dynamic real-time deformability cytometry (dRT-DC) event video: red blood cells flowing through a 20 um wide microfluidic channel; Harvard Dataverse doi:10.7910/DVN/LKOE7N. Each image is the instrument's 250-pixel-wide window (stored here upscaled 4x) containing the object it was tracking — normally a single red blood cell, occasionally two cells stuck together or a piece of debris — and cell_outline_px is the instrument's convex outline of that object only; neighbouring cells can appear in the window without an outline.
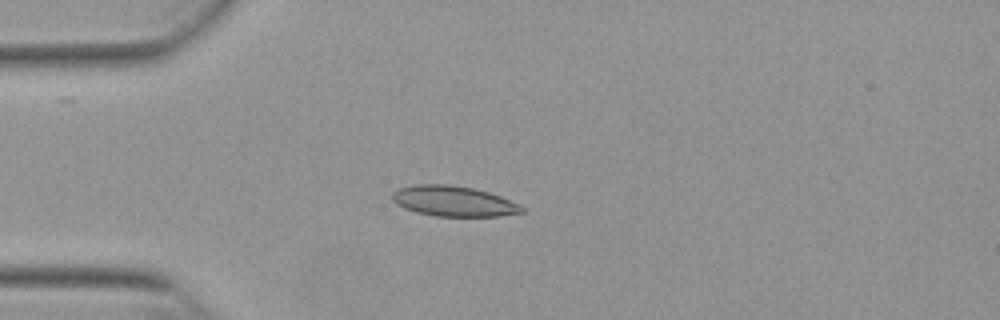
{"species": "Egyptian fruit bat (a non-hibernating species)", "species_latin": "Rousettus aegyptiacus", "temperature_condition": "warm", "stored_images_in_passage": 51, "camera_frame_rate_fps": 3000, "um_per_image_px": 0.085, "animal": {"sex": "female"}, "frame": {"image": 1, "passage_image": 12, "time_ms": 3.667, "image_size_px": [1000, 320], "cell_outline_px": [[524, 212], [500, 216], [436, 216], [416, 212], [404, 208], [396, 204], [392, 200], [392, 192], [400, 188], [416, 184], [448, 184], [472, 188], [488, 192], [500, 196], [520, 204], [524, 208]], "centroid_in_image_um": [38.55, 17.1], "position_along_channel_um": 46.5, "area_um2": 22.95}}
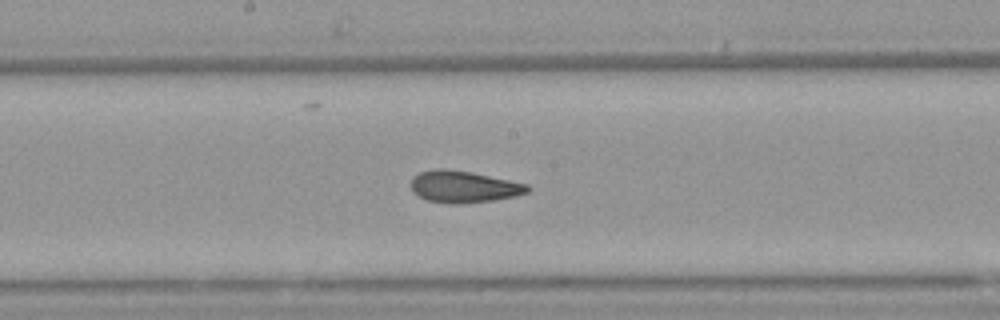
{"frame": {"image": 2, "passage_image": 26, "time_ms": 8.333, "image_size_px": [1000, 320], "cell_outline_px": [[532, 188], [528, 192], [516, 196], [492, 200], [460, 204], [452, 204], [428, 200], [412, 192], [412, 176], [420, 172], [436, 168], [444, 168], [472, 172], [528, 184]], "centroid_in_image_um": [39.43, 15.86], "position_along_channel_um": 208.8, "area_um2": 21.62}}
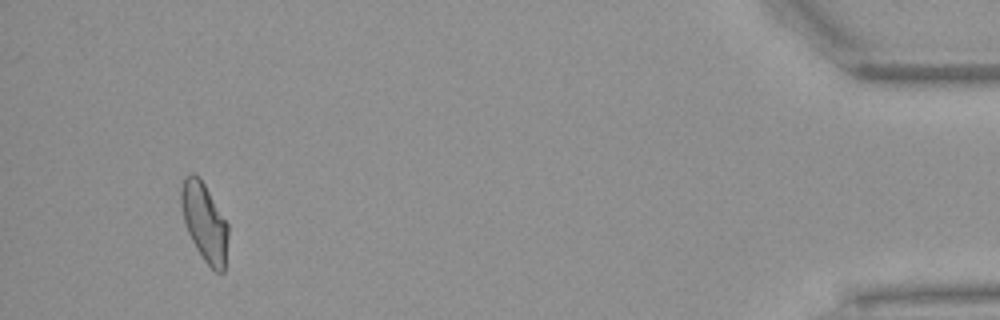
{"frame": {"image": 3, "passage_image": 48, "time_ms": 15.667, "image_size_px": [1000, 320], "cell_outline_px": [[228, 236], [224, 272], [216, 272], [204, 260], [196, 248], [188, 232], [184, 220], [180, 204], [180, 188], [184, 176], [192, 172], [200, 176], [228, 224]], "centroid_in_image_um": [17.36, 18.83], "position_along_channel_um": 417.8, "area_um2": 21.5}, "authors_computed_cell_mechanics": {"area_um2": 21.6172, "velocity_mm_per_s": 3.8557, "shape_relaxation_time_tau1_ms": 10.0592, "shape_relaxation_time_tau2_ms": 1.5058, "deformation_change_tau1": 0.2167, "deformation_change_tau2": 0.0736}}